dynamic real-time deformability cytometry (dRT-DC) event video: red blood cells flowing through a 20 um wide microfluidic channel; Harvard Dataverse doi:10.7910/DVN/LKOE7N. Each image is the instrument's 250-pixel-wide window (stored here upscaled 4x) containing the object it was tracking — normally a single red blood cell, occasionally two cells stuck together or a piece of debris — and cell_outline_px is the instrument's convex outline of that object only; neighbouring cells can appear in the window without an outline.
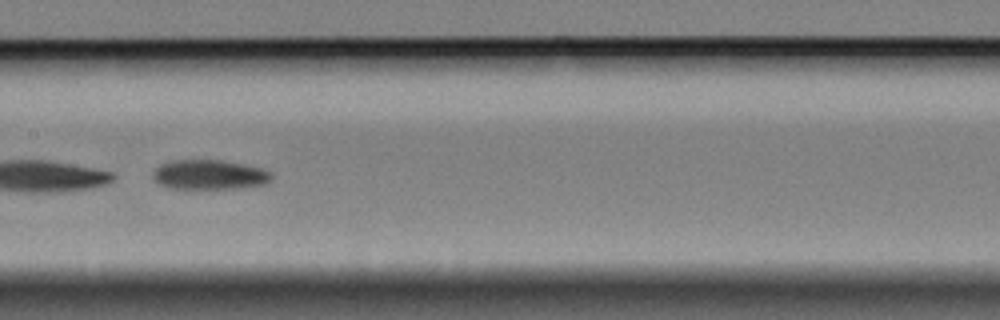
{"species": "Egyptian fruit bat (a non-hibernating species)", "species_latin": "Rousettus aegyptiacus", "temperature_condition": "cold", "stored_images_in_passage": 32, "camera_frame_rate_fps": 3000, "um_per_image_px": 0.085, "animal": {"sex": "female"}, "frame": {"image": 1, "passage_image": 23, "time_ms": 7.333, "image_size_px": [1000, 320], "cell_outline_px": [[272, 180], [268, 184], [240, 188], [192, 192], [168, 188], [156, 184], [152, 176], [152, 172], [160, 164], [172, 160], [220, 160], [260, 168], [272, 172]], "centroid_in_image_um": [17.74, 14.92], "position_along_channel_um": 189.7, "area_um2": 21.68}}